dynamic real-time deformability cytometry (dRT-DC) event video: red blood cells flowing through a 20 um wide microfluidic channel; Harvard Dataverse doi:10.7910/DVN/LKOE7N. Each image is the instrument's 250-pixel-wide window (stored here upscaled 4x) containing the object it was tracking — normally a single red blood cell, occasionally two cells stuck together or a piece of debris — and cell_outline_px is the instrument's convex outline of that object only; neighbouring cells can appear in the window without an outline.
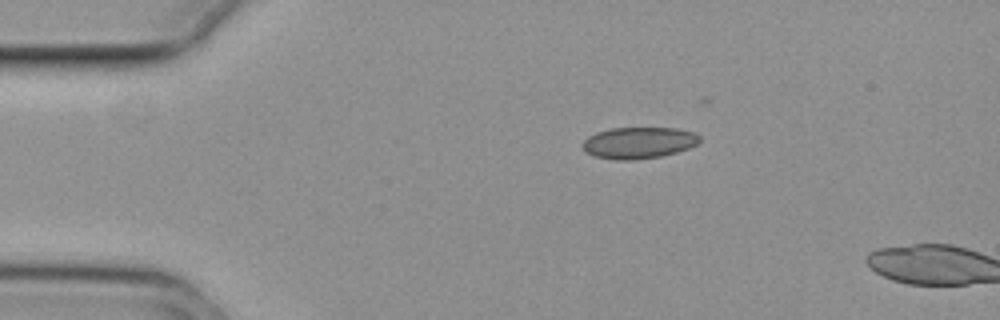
{"species": "common noctule bat (a hibernating species)", "species_latin": "Nyctalus noctula", "temperature_condition": "cold", "stored_images_in_passage": 3, "camera_frame_rate_fps": 3000, "um_per_image_px": 0.085, "animal": {"sex": "female", "body_mass_g": 29.2, "forearm_length_mm": 56.3}, "frame": {"image": 1, "passage_image": 1, "time_ms": 0.0, "image_size_px": [1000, 320], "cell_outline_px": [[700, 140], [696, 144], [688, 148], [676, 152], [660, 156], [632, 160], [616, 160], [592, 156], [584, 152], [580, 144], [588, 136], [596, 132], [612, 128], [676, 128], [692, 132], [700, 136]], "centroid_in_image_um": [54.22, 12.14], "position_along_channel_um": 30.8, "area_um2": 21.56}}